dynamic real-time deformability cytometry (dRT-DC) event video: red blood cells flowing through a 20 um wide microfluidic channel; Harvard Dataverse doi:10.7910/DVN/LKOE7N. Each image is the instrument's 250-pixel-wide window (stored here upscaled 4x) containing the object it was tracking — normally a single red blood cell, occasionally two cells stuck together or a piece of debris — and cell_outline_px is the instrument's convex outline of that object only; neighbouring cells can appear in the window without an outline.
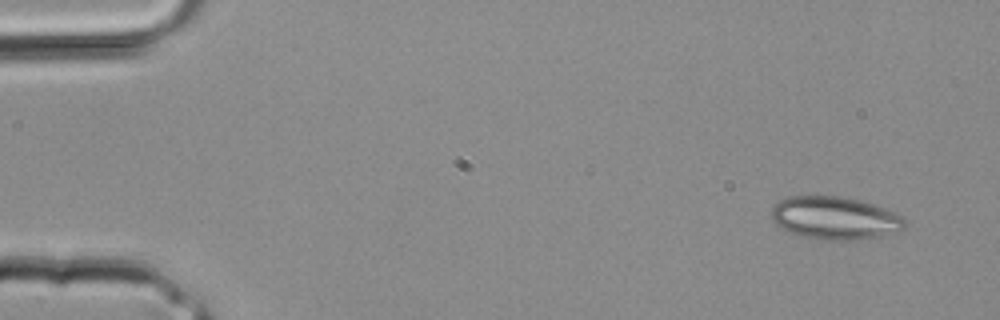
{"species": "common noctule bat (a hibernating species)", "species_latin": "Nyctalus noctula", "temperature_condition": "room temperature", "stored_images_in_passage": 4, "camera_frame_rate_fps": 3000, "um_per_image_px": 0.085, "animal": {"sex": "male", "body_mass_g": 20.4}, "frame": {"image": 1, "passage_image": 1, "time_ms": 0.0, "image_size_px": [1000, 320], "cell_outline_px": [[904, 228], [900, 232], [880, 236], [856, 240], [820, 240], [800, 236], [780, 228], [772, 220], [772, 208], [780, 200], [788, 196], [840, 196], [860, 200], [876, 204], [896, 212], [904, 216]], "centroid_in_image_um": [71.0, 18.54], "position_along_channel_um": 14.0, "area_um2": 33.76}}